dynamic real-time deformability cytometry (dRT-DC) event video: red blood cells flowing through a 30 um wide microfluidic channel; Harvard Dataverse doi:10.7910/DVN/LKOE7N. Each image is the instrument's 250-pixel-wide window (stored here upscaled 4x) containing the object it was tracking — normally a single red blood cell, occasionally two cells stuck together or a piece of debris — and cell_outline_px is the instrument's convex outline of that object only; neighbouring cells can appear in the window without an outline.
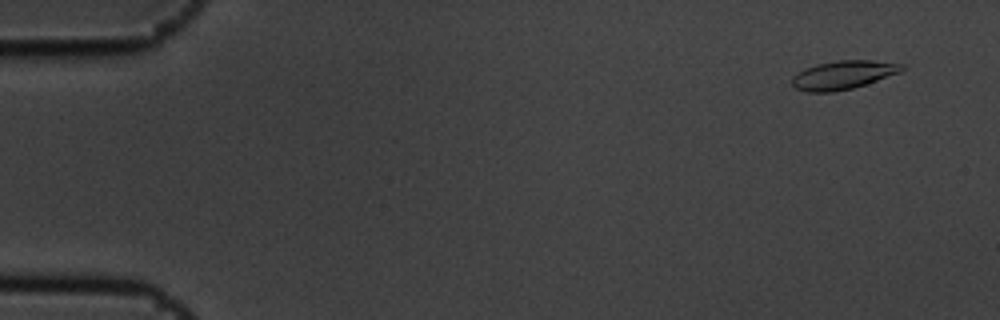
{"species": "common noctule bat (a hibernating species)", "species_latin": "Nyctalus noctula", "temperature_condition": "cold", "stored_images_in_passage": 6, "camera_frame_rate_fps": 3000, "um_per_image_px": 0.085, "animal": {"sex": "male", "body_mass_g": 19.5, "forearm_length_mm": 54.6}, "frame": {"image": 1, "passage_image": 1, "time_ms": 0.0, "image_size_px": [1000, 320], "cell_outline_px": [[904, 68], [900, 72], [852, 88], [832, 92], [808, 92], [796, 88], [792, 84], [792, 76], [804, 68], [816, 64], [840, 60], [872, 60], [904, 64]], "centroid_in_image_um": [71.64, 6.36], "position_along_channel_um": 13.4, "area_um2": 18.09}}